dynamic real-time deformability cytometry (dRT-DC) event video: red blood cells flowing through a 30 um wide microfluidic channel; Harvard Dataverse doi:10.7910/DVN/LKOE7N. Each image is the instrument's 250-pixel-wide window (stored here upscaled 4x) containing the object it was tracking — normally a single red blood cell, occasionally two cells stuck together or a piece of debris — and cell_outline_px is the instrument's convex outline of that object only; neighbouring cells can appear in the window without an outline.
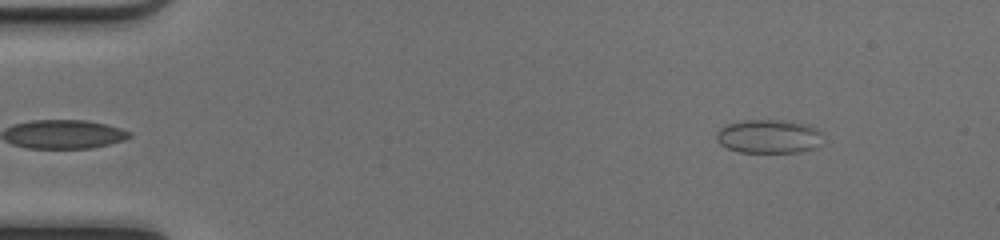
{"species": "common noctule bat (a hibernating species)", "species_latin": "Nyctalus noctula", "temperature_condition": "cold", "stored_images_in_passage": 45, "camera_frame_rate_fps": 3000, "um_per_image_px": 0.085, "animal": {"sex": "female", "body_mass_g": 17.0, "forearm_length_mm": 48.0}, "frame": {"image": 1, "passage_image": 1, "time_ms": 0.0, "image_size_px": [1000, 240], "cell_outline_px": [[816, 132], [812, 148], [796, 152], [740, 152], [728, 148], [720, 144], [716, 136], [720, 128], [728, 124], [748, 120], [768, 120], [800, 124], [816, 128]], "centroid_in_image_um": [65.16, 11.61], "position_along_channel_um": 19.8, "area_um2": 19.54}}
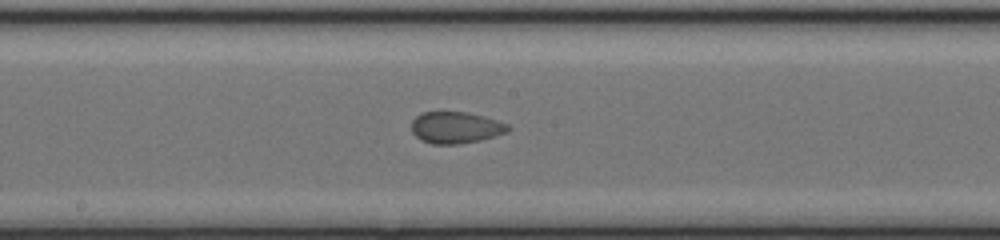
{"frame": {"image": 2, "passage_image": 22, "time_ms": 7.0, "image_size_px": [1000, 240], "cell_outline_px": [[508, 128], [504, 132], [480, 140], [460, 144], [432, 144], [420, 140], [412, 132], [412, 120], [416, 116], [424, 112], [464, 112], [484, 116], [508, 124]], "centroid_in_image_um": [38.67, 10.84], "position_along_channel_um": 209.5, "area_um2": 17.51}}
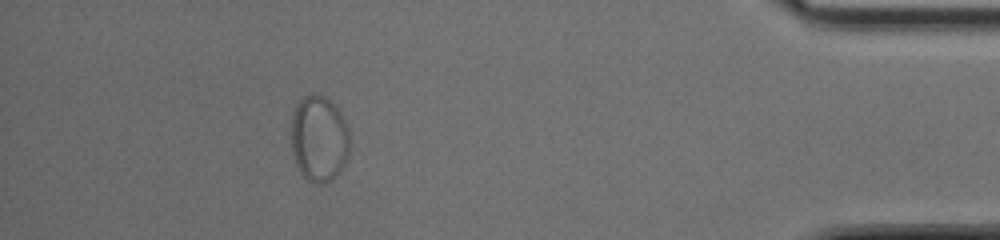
{"frame": {"image": 3, "passage_image": 40, "time_ms": 13.0, "image_size_px": [1000, 240], "cell_outline_px": [[348, 156], [344, 168], [332, 180], [316, 184], [308, 180], [300, 172], [296, 164], [292, 152], [292, 116], [296, 104], [304, 96], [316, 92], [324, 96], [336, 108], [344, 120], [348, 128]], "centroid_in_image_um": [27.11, 11.8], "position_along_channel_um": 408.1, "area_um2": 29.36}}